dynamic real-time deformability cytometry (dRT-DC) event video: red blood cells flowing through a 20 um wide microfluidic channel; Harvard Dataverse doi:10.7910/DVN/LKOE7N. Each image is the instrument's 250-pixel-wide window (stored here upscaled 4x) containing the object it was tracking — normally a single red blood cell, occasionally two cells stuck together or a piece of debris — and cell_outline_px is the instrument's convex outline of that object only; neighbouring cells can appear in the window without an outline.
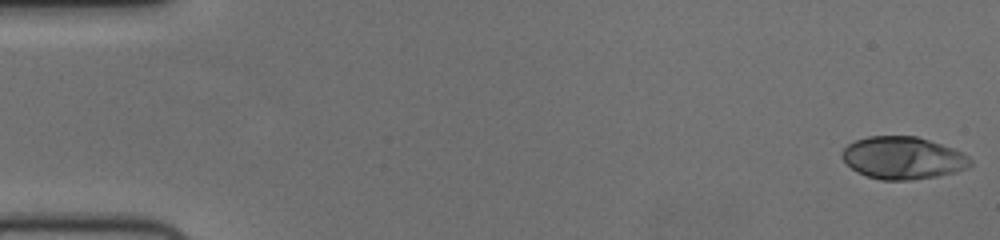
{"species": "human", "species_latin": "Homo sapiens", "temperature_condition": "cold", "stored_images_in_passage": 55, "camera_frame_rate_fps": 3000, "um_per_image_px": 0.085, "donor": {"sex": "female"}, "frame": {"image": 1, "passage_image": 1, "time_ms": 0.0, "image_size_px": [1000, 240], "cell_outline_px": [[972, 164], [956, 172], [936, 176], [912, 180], [880, 180], [856, 172], [840, 156], [844, 148], [848, 144], [856, 140], [868, 136], [916, 136], [952, 148], [968, 156], [972, 160]], "centroid_in_image_um": [76.72, 13.43], "position_along_channel_um": 8.3, "area_um2": 31.5}}
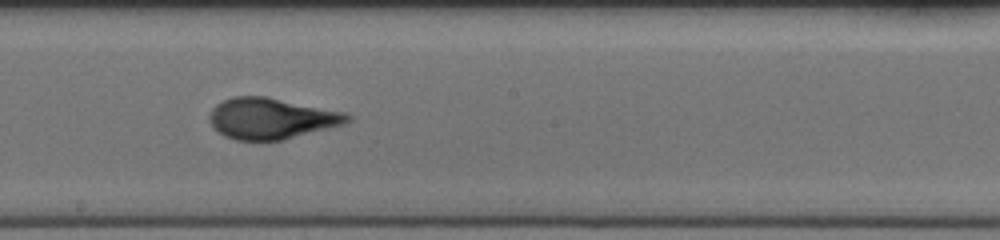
{"frame": {"image": 2, "passage_image": 31, "time_ms": 10.0, "image_size_px": [1000, 240], "cell_outline_px": [[352, 120], [344, 124], [284, 140], [236, 140], [224, 136], [208, 120], [208, 116], [212, 108], [216, 104], [232, 96], [264, 96], [348, 112], [352, 116]], "centroid_in_image_um": [23.09, 10.06], "position_along_channel_um": 225.1, "area_um2": 33.12}}
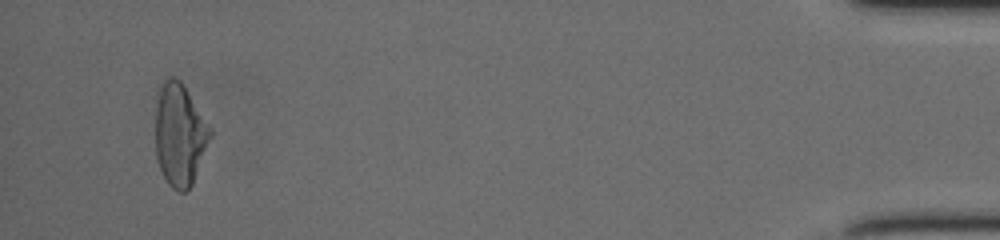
{"frame": {"image": 3, "passage_image": 53, "time_ms": 17.333, "image_size_px": [1000, 240], "cell_outline_px": [[212, 136], [192, 184], [184, 192], [176, 192], [168, 184], [160, 168], [156, 156], [156, 108], [160, 92], [164, 80], [172, 76], [180, 80], [212, 132]], "centroid_in_image_um": [15.27, 11.51], "position_along_channel_um": 419.9, "area_um2": 31.91}, "authors_computed_cell_mechanics": {"area_um2": 31.6166, "velocity_mm_per_s": 3.7331, "shape_relaxation_time_tau1_ms": 5.6069, "shape_relaxation_time_tau2_ms": 0.6295, "deformation_change_tau1": 0.2346, "deformation_change_tau2": 0.0538}}